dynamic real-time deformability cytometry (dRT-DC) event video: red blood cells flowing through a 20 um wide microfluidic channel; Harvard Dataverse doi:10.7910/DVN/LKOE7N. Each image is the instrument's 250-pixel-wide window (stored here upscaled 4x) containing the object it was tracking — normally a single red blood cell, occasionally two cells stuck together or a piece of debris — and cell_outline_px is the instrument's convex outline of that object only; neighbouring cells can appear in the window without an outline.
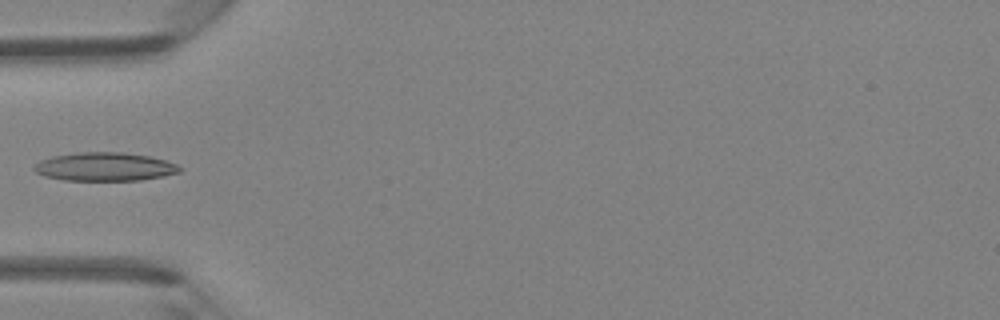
{"species": "Egyptian fruit bat (a non-hibernating species)", "species_latin": "Rousettus aegyptiacus", "temperature_condition": "room temperature", "stored_images_in_passage": 5, "camera_frame_rate_fps": 3000, "um_per_image_px": 0.085, "animal": {"sex": "female"}, "frame": {"image": 1, "passage_image": 5, "time_ms": 4.667, "image_size_px": [1000, 320], "cell_outline_px": [[184, 168], [180, 172], [164, 176], [140, 180], [64, 180], [44, 176], [36, 172], [32, 168], [40, 160], [52, 156], [80, 152], [124, 152], [152, 156], [176, 164]], "centroid_in_image_um": [8.93, 14.17], "position_along_channel_um": 76.1, "area_um2": 24.28}}